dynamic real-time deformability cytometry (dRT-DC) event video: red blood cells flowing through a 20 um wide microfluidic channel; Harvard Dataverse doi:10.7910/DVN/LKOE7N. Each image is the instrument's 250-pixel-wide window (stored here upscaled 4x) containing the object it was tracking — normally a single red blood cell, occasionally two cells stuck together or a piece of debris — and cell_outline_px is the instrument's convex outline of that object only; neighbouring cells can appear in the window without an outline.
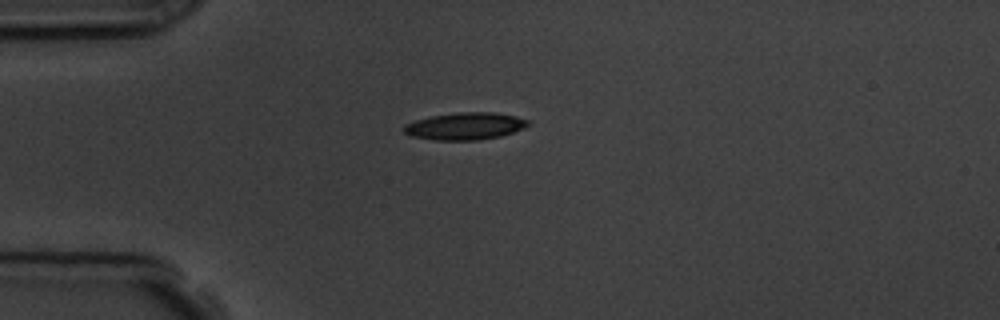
{"species": "common noctule bat (a hibernating species)", "species_latin": "Nyctalus noctula", "temperature_condition": "room temperature", "stored_images_in_passage": 1, "camera_frame_rate_fps": 3000, "um_per_image_px": 0.085, "animal": {"sex": "male", "body_mass_g": 19.5, "forearm_length_mm": 54.6}, "frame": {"image": 1, "passage_image": 1, "time_ms": 0.0, "image_size_px": [1000, 320], "cell_outline_px": [[532, 124], [524, 128], [500, 136], [476, 140], [436, 140], [412, 136], [404, 132], [404, 124], [416, 120], [432, 116], [460, 112], [492, 112], [516, 116], [528, 120]], "centroid_in_image_um": [39.56, 10.72], "position_along_channel_um": 45.4, "area_um2": 19.54}}